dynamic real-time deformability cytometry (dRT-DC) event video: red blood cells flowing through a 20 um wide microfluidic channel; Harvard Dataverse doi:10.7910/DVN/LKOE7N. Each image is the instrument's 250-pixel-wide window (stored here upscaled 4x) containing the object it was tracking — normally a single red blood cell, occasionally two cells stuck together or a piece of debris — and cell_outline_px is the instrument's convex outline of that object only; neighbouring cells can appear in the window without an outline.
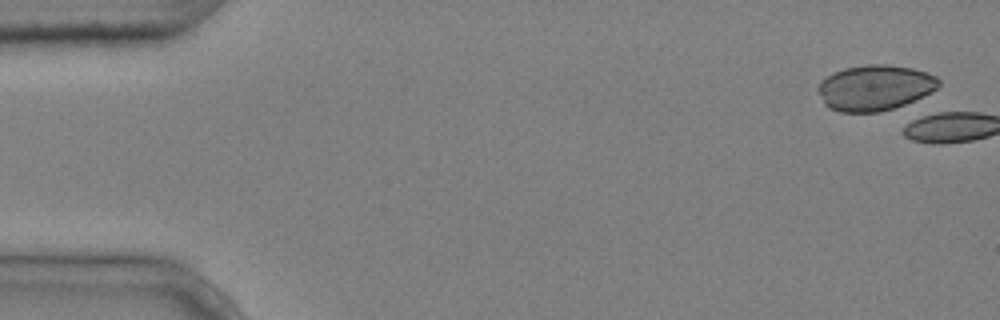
{"species": "common noctule bat (a hibernating species)", "species_latin": "Nyctalus noctula", "temperature_condition": "cold", "stored_images_in_passage": 5, "camera_frame_rate_fps": 3000, "um_per_image_px": 0.085, "animal": {"sex": "male", "body_mass_g": 20.4}, "frame": {"image": 1, "passage_image": 1, "time_ms": 0.0, "image_size_px": [1000, 320], "cell_outline_px": [[940, 84], [936, 88], [924, 96], [904, 104], [880, 112], [840, 112], [828, 108], [824, 104], [816, 88], [820, 80], [844, 68], [868, 64], [888, 64], [912, 68], [936, 76], [940, 80]], "centroid_in_image_um": [74.33, 7.45], "position_along_channel_um": 10.7, "area_um2": 32.02}}
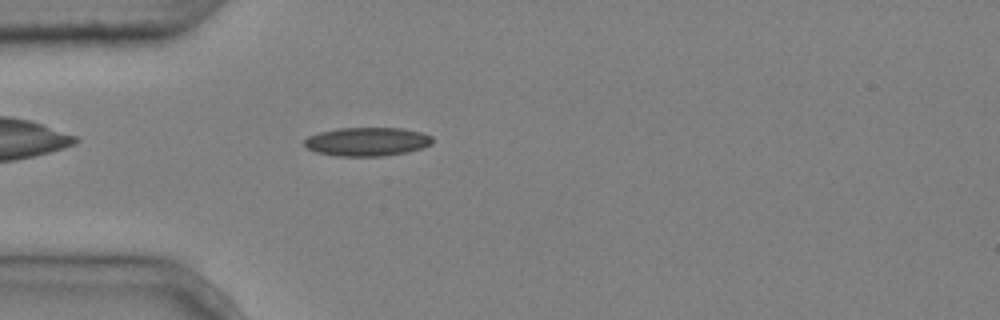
{"frame": {"image": 2, "passage_image": 5, "time_ms": 1.333, "image_size_px": [1000, 320], "cell_outline_px": [[432, 144], [424, 148], [408, 152], [384, 156], [336, 156], [316, 152], [308, 148], [304, 144], [304, 140], [308, 136], [320, 132], [340, 128], [400, 128], [420, 132], [432, 136]], "centroid_in_image_um": [31.22, 12.05], "position_along_channel_um": 53.8, "area_um2": 21.44}}